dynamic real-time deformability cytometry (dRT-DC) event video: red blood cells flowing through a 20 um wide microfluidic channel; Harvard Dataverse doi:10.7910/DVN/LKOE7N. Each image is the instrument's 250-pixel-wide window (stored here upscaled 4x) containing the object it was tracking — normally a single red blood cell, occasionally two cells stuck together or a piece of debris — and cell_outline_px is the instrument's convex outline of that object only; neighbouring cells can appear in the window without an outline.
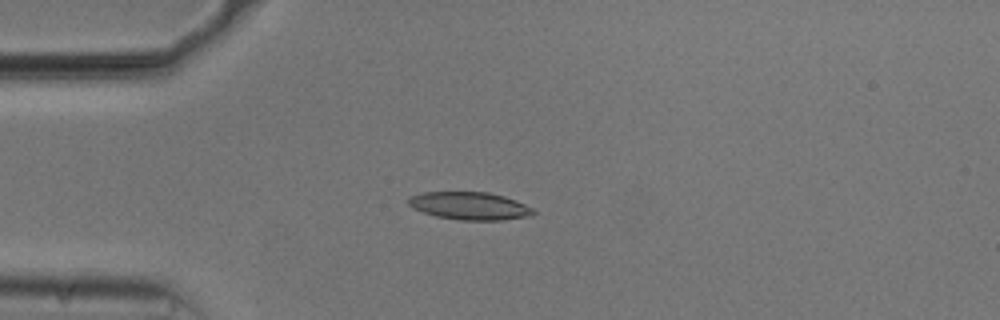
{"species": "common noctule bat (a hibernating species)", "species_latin": "Nyctalus noctula", "temperature_condition": "cold", "stored_images_in_passage": 44, "camera_frame_rate_fps": 3000, "um_per_image_px": 0.085, "animal": {"sex": "male", "body_mass_g": 20.5, "forearm_length_mm": 52.5}, "frame": {"image": 1, "passage_image": 8, "time_ms": 2.333, "image_size_px": [1000, 320], "cell_outline_px": [[536, 212], [532, 216], [500, 220], [460, 220], [436, 216], [412, 208], [408, 204], [408, 196], [424, 192], [488, 192], [504, 196], [516, 200], [532, 208]], "centroid_in_image_um": [39.92, 17.5], "position_along_channel_um": 45.1, "area_um2": 20.23}}
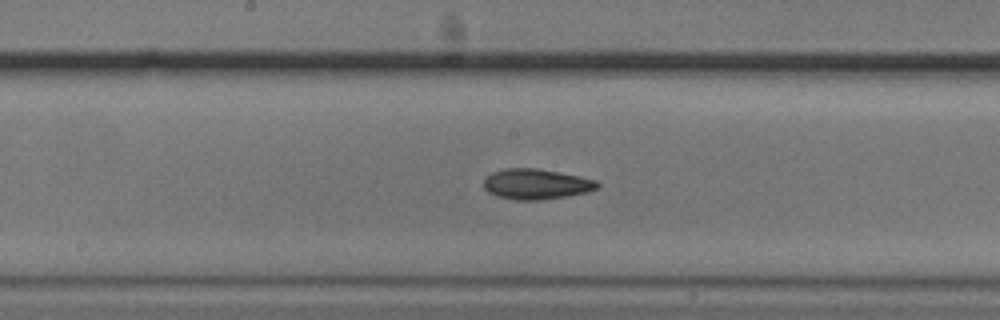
{"frame": {"image": 2, "passage_image": 22, "time_ms": 7.0, "image_size_px": [1000, 320], "cell_outline_px": [[600, 184], [596, 188], [588, 192], [568, 196], [540, 200], [516, 200], [496, 196], [488, 192], [484, 188], [484, 180], [492, 172], [504, 168], [536, 168], [580, 176], [596, 180]], "centroid_in_image_um": [45.57, 15.65], "position_along_channel_um": 202.6, "area_um2": 20.17}}
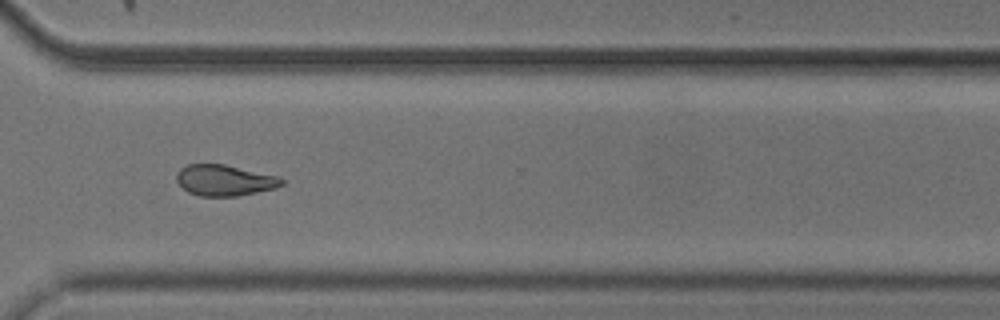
{"frame": {"image": 3, "passage_image": 34, "time_ms": 11.0, "image_size_px": [1000, 320], "cell_outline_px": [[284, 184], [276, 188], [236, 196], [200, 196], [188, 192], [176, 180], [176, 172], [180, 168], [188, 164], [224, 164], [276, 176], [284, 180]], "centroid_in_image_um": [19.06, 15.32], "position_along_channel_um": 351.5, "area_um2": 18.84}, "authors_computed_cell_mechanics": {"area_um2": 20.1433, "velocity_mm_per_s": 3.7376, "shape_relaxation_time_tau1_ms": 5.565, "shape_relaxation_time_tau2_ms": 5.3406, "deformation_change_tau1": 0.129, "deformation_change_tau2": 0.1161}}